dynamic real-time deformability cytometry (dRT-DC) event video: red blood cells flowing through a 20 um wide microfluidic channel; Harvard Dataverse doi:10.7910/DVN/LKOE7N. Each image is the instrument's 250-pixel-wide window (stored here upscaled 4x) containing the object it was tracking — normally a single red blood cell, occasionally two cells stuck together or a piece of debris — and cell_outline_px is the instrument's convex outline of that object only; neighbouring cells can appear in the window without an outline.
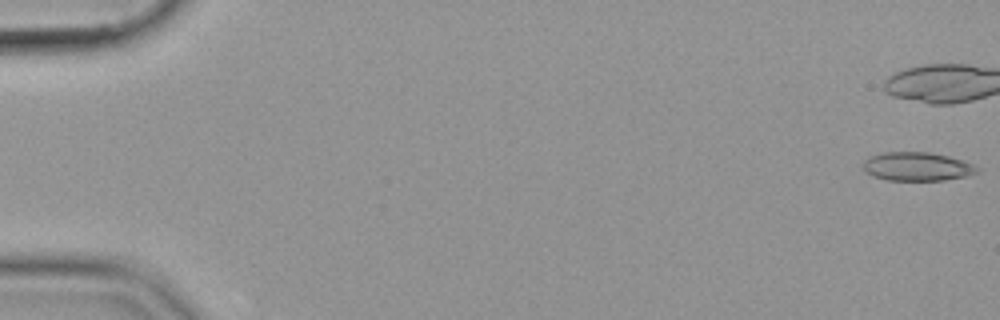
{"species": "common noctule bat (a hibernating species)", "species_latin": "Nyctalus noctula", "temperature_condition": "cold", "stored_images_in_passage": 44, "camera_frame_rate_fps": 3000, "um_per_image_px": 0.085, "animal": {"sex": "female", "body_mass_g": 19.9}, "frame": {"image": 1, "passage_image": 1, "time_ms": 0.0, "image_size_px": [1000, 320], "cell_outline_px": [[980, 168], [976, 172], [964, 176], [944, 180], [888, 180], [872, 176], [864, 168], [864, 160], [872, 156], [884, 152], [928, 152], [948, 156], [972, 164]], "centroid_in_image_um": [77.94, 14.15], "position_along_channel_um": 7.1, "area_um2": 18.67}}